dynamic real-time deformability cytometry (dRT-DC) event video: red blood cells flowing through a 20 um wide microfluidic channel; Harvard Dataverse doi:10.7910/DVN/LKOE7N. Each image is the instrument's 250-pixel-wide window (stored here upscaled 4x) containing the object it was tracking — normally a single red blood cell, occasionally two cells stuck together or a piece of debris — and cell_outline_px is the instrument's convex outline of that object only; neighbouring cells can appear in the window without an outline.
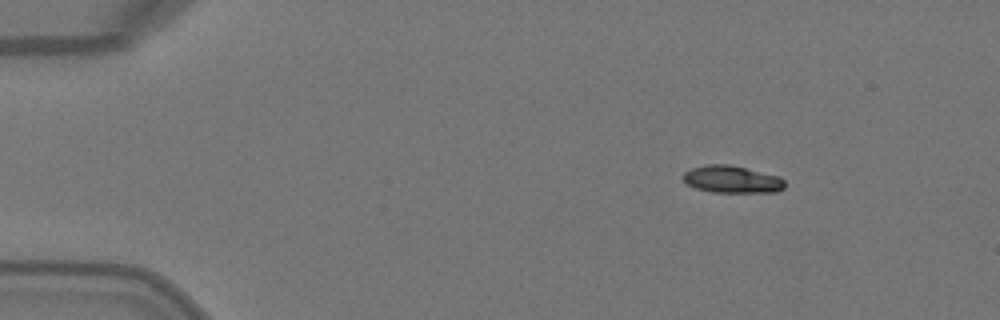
{"species": "Egyptian fruit bat (a non-hibernating species)", "species_latin": "Rousettus aegyptiacus", "temperature_condition": "warm", "stored_images_in_passage": 5, "camera_frame_rate_fps": 3000, "um_per_image_px": 0.085, "animal": {"sex": "female"}, "frame": {"image": 1, "passage_image": 3, "time_ms": 0.667, "image_size_px": [1000, 320], "cell_outline_px": [[784, 188], [776, 192], [712, 192], [696, 188], [688, 184], [680, 176], [684, 172], [692, 168], [708, 164], [728, 164], [780, 176], [784, 180]], "centroid_in_image_um": [62.21, 15.24], "position_along_channel_um": 22.8, "area_um2": 16.13}}